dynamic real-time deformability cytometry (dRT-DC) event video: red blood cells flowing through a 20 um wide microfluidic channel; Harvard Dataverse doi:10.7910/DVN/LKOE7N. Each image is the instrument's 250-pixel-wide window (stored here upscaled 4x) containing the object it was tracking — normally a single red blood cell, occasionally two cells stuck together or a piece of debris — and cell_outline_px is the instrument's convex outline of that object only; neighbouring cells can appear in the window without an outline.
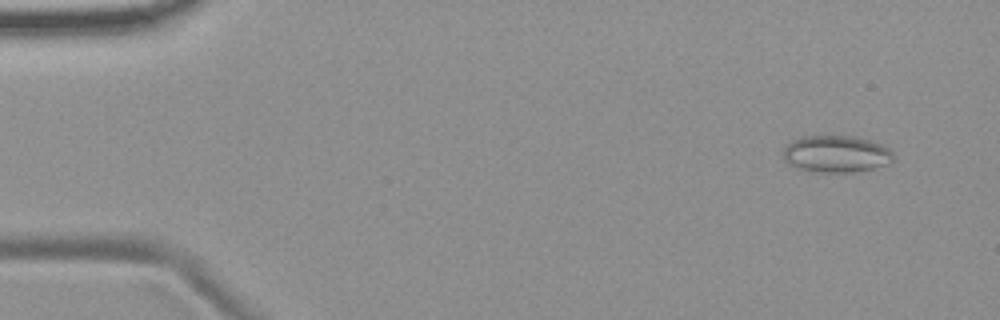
{"species": "common noctule bat (a hibernating species)", "species_latin": "Nyctalus noctula", "temperature_condition": "room temperature", "stored_images_in_passage": 5, "camera_frame_rate_fps": 3000, "um_per_image_px": 0.085, "animal": {"sex": "female", "body_mass_g": 19.9}, "frame": {"image": 1, "passage_image": 1, "time_ms": 0.0, "image_size_px": [1000, 320], "cell_outline_px": [[896, 160], [892, 164], [856, 172], [816, 172], [800, 168], [788, 164], [784, 160], [784, 144], [792, 140], [804, 136], [852, 136], [868, 140], [880, 144], [888, 148], [892, 152]], "centroid_in_image_um": [71.1, 13.09], "position_along_channel_um": 13.9, "area_um2": 23.93}}